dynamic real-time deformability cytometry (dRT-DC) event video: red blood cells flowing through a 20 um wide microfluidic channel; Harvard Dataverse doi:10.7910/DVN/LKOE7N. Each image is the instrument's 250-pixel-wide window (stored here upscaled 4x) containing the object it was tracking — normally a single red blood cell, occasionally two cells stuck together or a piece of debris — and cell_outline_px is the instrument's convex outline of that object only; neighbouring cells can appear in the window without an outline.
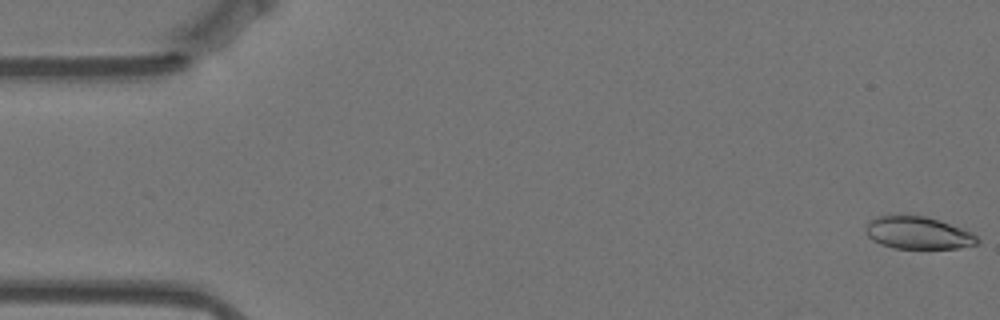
{"species": "Egyptian fruit bat (a non-hibernating species)", "species_latin": "Rousettus aegyptiacus", "temperature_condition": "warm", "stored_images_in_passage": 50, "camera_frame_rate_fps": 3000, "um_per_image_px": 0.085, "animal": {"sex": "female"}, "frame": {"image": 1, "passage_image": 1, "time_ms": 0.0, "image_size_px": [1000, 320], "cell_outline_px": [[980, 240], [976, 244], [956, 248], [896, 248], [880, 244], [872, 240], [868, 236], [864, 228], [864, 224], [868, 220], [876, 216], [924, 216], [940, 220], [972, 232]], "centroid_in_image_um": [77.99, 19.79], "position_along_channel_um": 7.0, "area_um2": 21.04}}
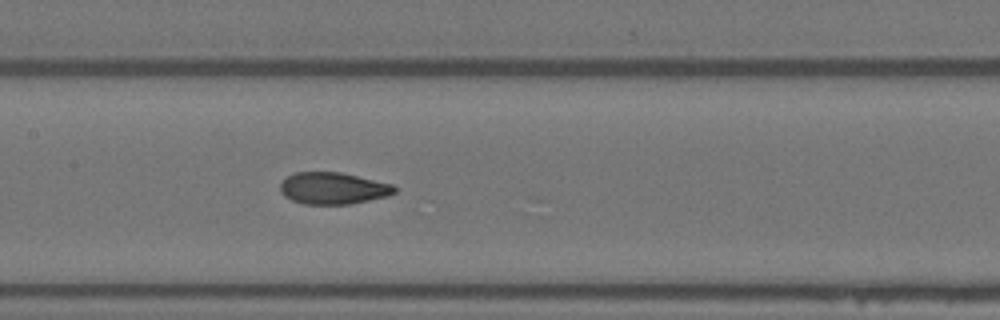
{"frame": {"image": 2, "passage_image": 27, "time_ms": 8.667, "image_size_px": [1000, 320], "cell_outline_px": [[396, 192], [388, 196], [352, 204], [304, 204], [292, 200], [284, 196], [280, 192], [280, 184], [288, 176], [296, 172], [340, 172], [392, 184], [396, 188]], "centroid_in_image_um": [28.31, 16.01], "position_along_channel_um": 179.1, "area_um2": 21.15}}
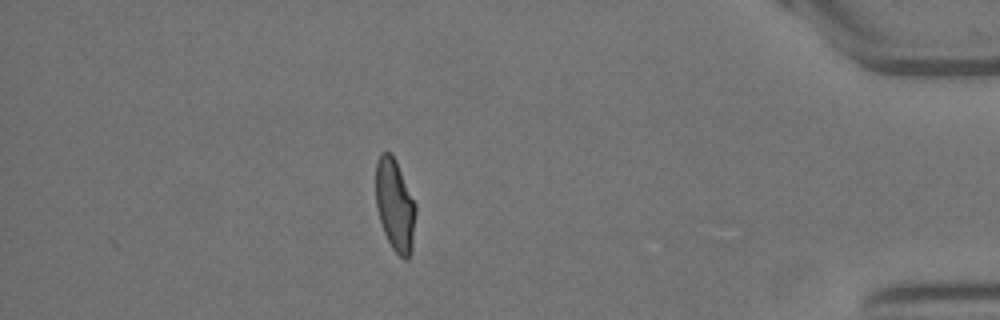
{"frame": {"image": 3, "passage_image": 50, "time_ms": 16.333, "image_size_px": [1000, 320], "cell_outline_px": [[416, 212], [412, 248], [408, 260], [404, 260], [392, 248], [384, 232], [380, 220], [376, 204], [376, 160], [380, 152], [388, 152], [396, 160], [416, 204]], "centroid_in_image_um": [33.58, 17.43], "position_along_channel_um": 401.6, "area_um2": 21.44}, "authors_computed_cell_mechanics": {"area_um2": 21.7906, "velocity_mm_per_s": 3.517, "shape_relaxation_time_tau1_ms": 7.9645, "shape_relaxation_time_tau2_ms": 1.3231, "deformation_change_tau1": 0.2458, "deformation_change_tau2": 0.0643}}